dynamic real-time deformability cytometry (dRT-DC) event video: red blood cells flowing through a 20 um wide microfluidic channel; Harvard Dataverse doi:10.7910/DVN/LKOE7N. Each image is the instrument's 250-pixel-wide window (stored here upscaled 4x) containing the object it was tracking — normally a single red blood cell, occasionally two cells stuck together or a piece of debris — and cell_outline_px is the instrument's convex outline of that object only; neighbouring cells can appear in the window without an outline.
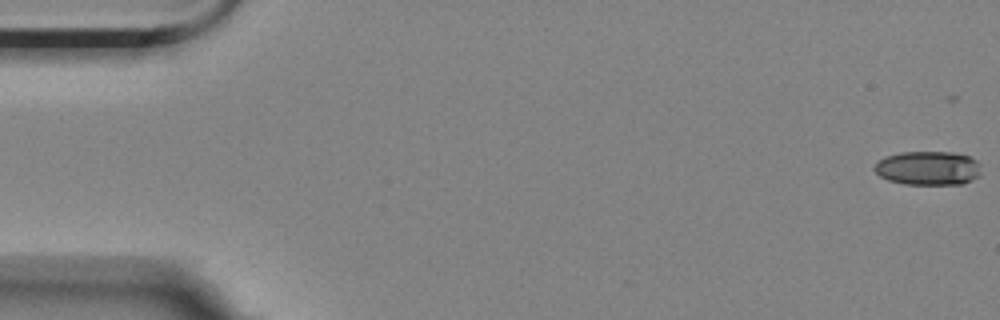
{"species": "Egyptian fruit bat (a non-hibernating species)", "species_latin": "Rousettus aegyptiacus", "temperature_condition": "room temperature", "stored_images_in_passage": 5, "camera_frame_rate_fps": 3000, "um_per_image_px": 0.085, "animal": {"sex": "female"}, "frame": {"image": 1, "passage_image": 2, "time_ms": 0.333, "image_size_px": [1000, 320], "cell_outline_px": [[980, 176], [964, 184], [904, 184], [888, 180], [880, 176], [872, 168], [884, 156], [900, 152], [952, 152], [968, 156], [976, 160], [980, 164]], "centroid_in_image_um": [78.89, 14.29], "position_along_channel_um": 6.1, "area_um2": 21.27}}